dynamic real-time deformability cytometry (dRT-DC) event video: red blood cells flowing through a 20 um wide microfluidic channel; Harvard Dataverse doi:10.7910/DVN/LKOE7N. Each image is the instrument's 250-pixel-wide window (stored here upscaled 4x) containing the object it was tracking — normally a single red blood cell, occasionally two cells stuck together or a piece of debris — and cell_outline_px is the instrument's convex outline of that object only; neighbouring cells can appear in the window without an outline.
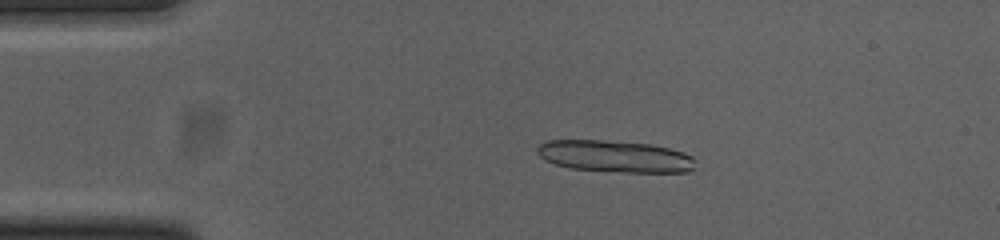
{"species": "common noctule bat (a hibernating species)", "species_latin": "Nyctalus noctula", "temperature_condition": "cold", "stored_images_in_passage": 31, "camera_frame_rate_fps": 3000, "um_per_image_px": 0.085, "animal": {"sex": "female", "body_mass_g": 23.0, "forearm_length_mm": 53.4}, "frame": {"image": 1, "passage_image": 10, "time_ms": 3.0, "image_size_px": [1000, 240], "cell_outline_px": [[692, 168], [688, 172], [624, 172], [568, 168], [544, 160], [536, 152], [536, 148], [544, 140], [600, 140], [648, 144], [668, 148], [684, 152], [692, 156]], "centroid_in_image_um": [52.2, 13.28], "position_along_channel_um": 32.8, "area_um2": 29.13}}